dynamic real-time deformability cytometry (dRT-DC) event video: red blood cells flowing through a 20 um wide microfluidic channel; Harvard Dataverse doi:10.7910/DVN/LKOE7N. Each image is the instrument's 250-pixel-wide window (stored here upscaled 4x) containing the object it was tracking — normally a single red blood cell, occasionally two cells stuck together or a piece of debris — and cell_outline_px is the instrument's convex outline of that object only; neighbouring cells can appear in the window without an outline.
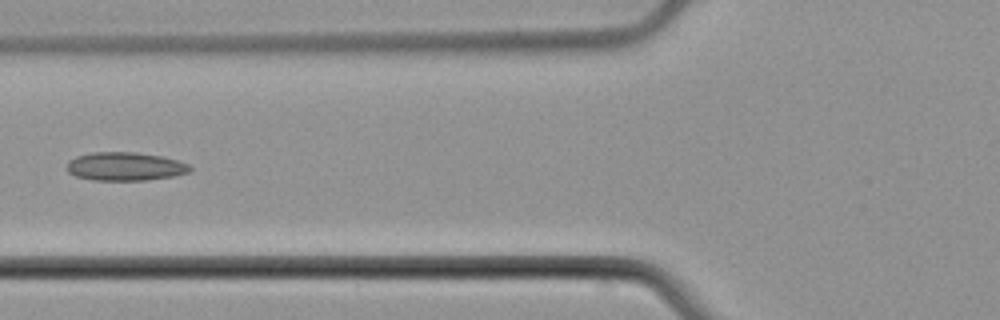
{"species": "common noctule bat (a hibernating species)", "species_latin": "Nyctalus noctula", "temperature_condition": "cold", "stored_images_in_passage": 4, "camera_frame_rate_fps": 3000, "um_per_image_px": 0.085, "animal": {"sex": "male", "body_mass_g": 21.5, "forearm_length_mm": 52.0}, "frame": {"image": 1, "passage_image": 4, "time_ms": 5.667, "image_size_px": [1000, 320], "cell_outline_px": [[192, 168], [188, 172], [172, 176], [148, 180], [92, 180], [76, 176], [68, 172], [64, 168], [68, 160], [76, 156], [92, 152], [136, 152], [164, 156], [188, 164]], "centroid_in_image_um": [10.58, 14.14], "position_along_channel_um": 115.2, "area_um2": 20.58}}